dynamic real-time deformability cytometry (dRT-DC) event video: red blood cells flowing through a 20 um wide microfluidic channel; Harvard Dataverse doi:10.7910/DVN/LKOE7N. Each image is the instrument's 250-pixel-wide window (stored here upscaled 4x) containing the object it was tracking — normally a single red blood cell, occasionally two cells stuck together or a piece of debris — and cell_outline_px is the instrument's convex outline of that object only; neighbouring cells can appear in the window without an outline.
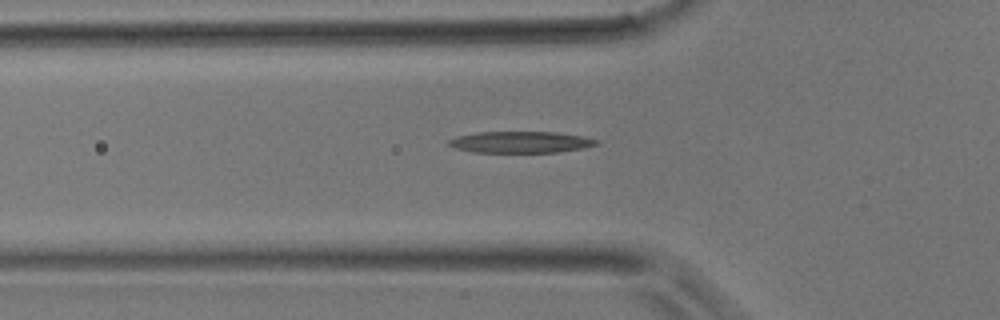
{"species": "common noctule bat (a hibernating species)", "species_latin": "Nyctalus noctula", "temperature_condition": "room temperature", "stored_images_in_passage": 4, "camera_frame_rate_fps": 3000, "um_per_image_px": 0.085, "animal": {"sex": "male", "body_mass_g": 17.9}, "frame": {"image": 1, "passage_image": 4, "time_ms": 3.667, "image_size_px": [1000, 320], "cell_outline_px": [[600, 140], [596, 144], [584, 148], [556, 152], [472, 152], [456, 148], [448, 144], [448, 140], [456, 136], [476, 132], [556, 132], [580, 136]], "centroid_in_image_um": [44.22, 12.07], "position_along_channel_um": 81.6, "area_um2": 18.32}}